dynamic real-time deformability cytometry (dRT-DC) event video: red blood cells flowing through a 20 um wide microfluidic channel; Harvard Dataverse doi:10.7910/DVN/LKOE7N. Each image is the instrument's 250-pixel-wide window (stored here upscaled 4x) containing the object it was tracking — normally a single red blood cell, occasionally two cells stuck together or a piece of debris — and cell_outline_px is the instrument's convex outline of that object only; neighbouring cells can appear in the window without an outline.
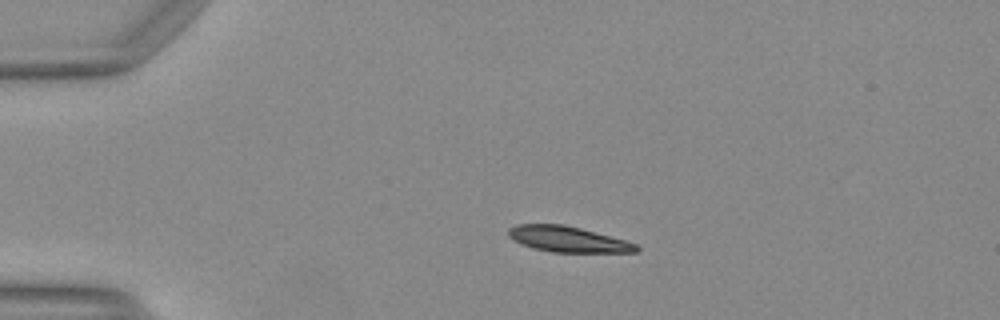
{"species": "Egyptian fruit bat (a non-hibernating species)", "species_latin": "Rousettus aegyptiacus", "temperature_condition": "warm", "stored_images_in_passage": 40, "camera_frame_rate_fps": 3000, "um_per_image_px": 0.085, "animal": {"sex": "female"}, "frame": {"image": 1, "passage_image": 1, "time_ms": 0.0, "image_size_px": [1000, 320], "cell_outline_px": [[640, 248], [636, 252], [552, 252], [532, 248], [520, 244], [512, 240], [508, 236], [508, 228], [516, 224], [564, 224], [580, 228], [624, 240], [636, 244]], "centroid_in_image_um": [48.2, 20.33], "position_along_channel_um": 36.8, "area_um2": 19.13}}
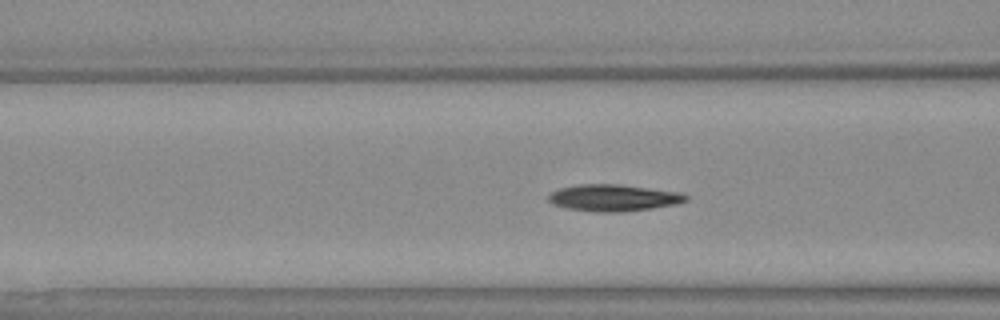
{"frame": {"image": 2, "passage_image": 10, "time_ms": 3.0, "image_size_px": [1000, 320], "cell_outline_px": [[688, 200], [676, 204], [652, 208], [620, 212], [596, 212], [568, 208], [552, 204], [548, 200], [548, 196], [552, 192], [560, 188], [580, 184], [620, 184], [680, 192], [688, 196]], "centroid_in_image_um": [52.16, 16.81], "position_along_channel_um": 114.4, "area_um2": 21.33}}
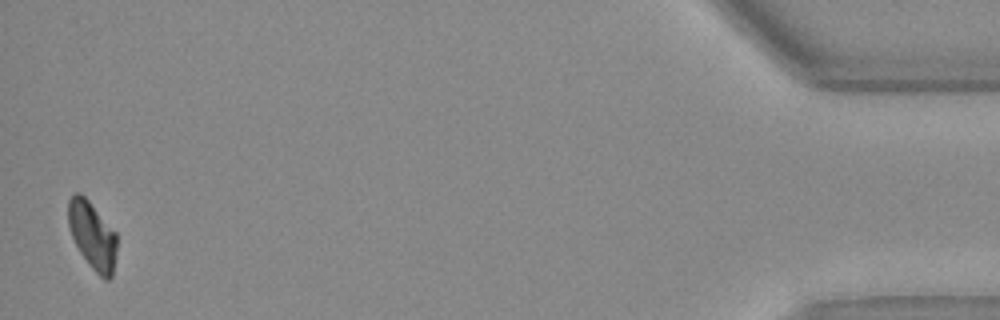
{"frame": {"image": 3, "passage_image": 39, "time_ms": 12.667, "image_size_px": [1000, 320], "cell_outline_px": [[116, 252], [112, 276], [108, 280], [104, 280], [88, 264], [80, 252], [72, 236], [68, 224], [68, 200], [72, 192], [80, 192], [88, 200], [116, 232]], "centroid_in_image_um": [7.84, 19.99], "position_along_channel_um": 427.4, "area_um2": 19.07}, "authors_computed_cell_mechanics": {"area_um2": 20.519, "velocity_mm_per_s": 4.1197, "shape_relaxation_time_tau1_ms": 4.6722, "shape_relaxation_time_tau2_ms": 5.6156, "deformation_change_tau1": 0.1697, "deformation_change_tau2": 0.0927}}